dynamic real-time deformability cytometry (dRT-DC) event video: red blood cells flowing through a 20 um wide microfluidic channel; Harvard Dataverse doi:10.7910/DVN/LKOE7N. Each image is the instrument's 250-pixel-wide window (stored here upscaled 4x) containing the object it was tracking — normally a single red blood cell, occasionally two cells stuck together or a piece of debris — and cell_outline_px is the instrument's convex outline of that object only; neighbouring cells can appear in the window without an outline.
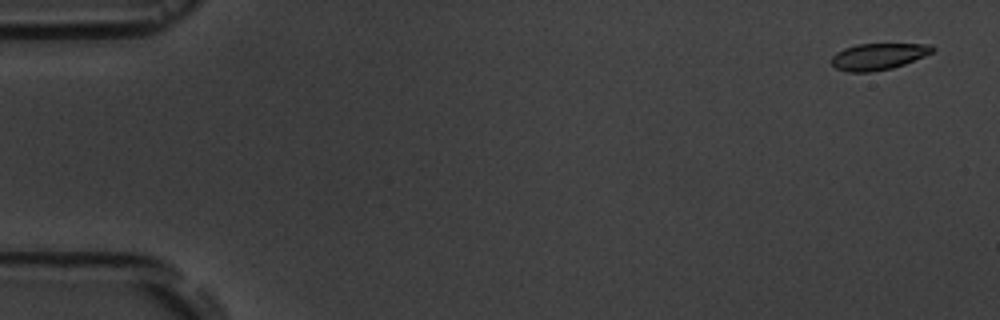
{"species": "common noctule bat (a hibernating species)", "species_latin": "Nyctalus noctula", "temperature_condition": "room temperature", "stored_images_in_passage": 3, "camera_frame_rate_fps": 3000, "um_per_image_px": 0.085, "animal": {"sex": "male", "body_mass_g": 19.5, "forearm_length_mm": 54.6}, "frame": {"image": 1, "passage_image": 1, "time_ms": 0.0, "image_size_px": [1000, 320], "cell_outline_px": [[936, 48], [932, 52], [924, 56], [904, 64], [892, 68], [868, 72], [848, 72], [836, 68], [832, 64], [832, 56], [836, 52], [844, 48], [856, 44], [932, 44]], "centroid_in_image_um": [74.65, 4.79], "position_along_channel_um": 10.4, "area_um2": 15.55}}